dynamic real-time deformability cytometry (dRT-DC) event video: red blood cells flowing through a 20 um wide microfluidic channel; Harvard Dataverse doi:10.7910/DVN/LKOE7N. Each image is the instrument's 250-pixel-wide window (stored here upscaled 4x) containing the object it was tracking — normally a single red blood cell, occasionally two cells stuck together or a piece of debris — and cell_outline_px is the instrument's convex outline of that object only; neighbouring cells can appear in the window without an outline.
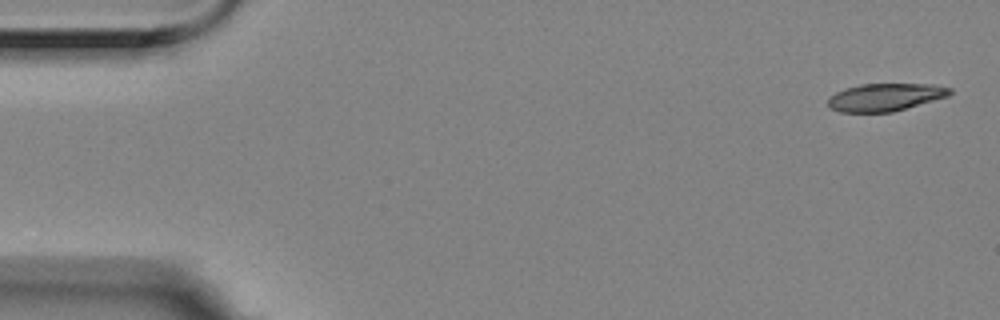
{"species": "Egyptian fruit bat (a non-hibernating species)", "species_latin": "Rousettus aegyptiacus", "temperature_condition": "room temperature", "stored_images_in_passage": 5, "camera_frame_rate_fps": 3000, "um_per_image_px": 0.085, "animal": {"sex": "female"}, "frame": {"image": 1, "passage_image": 1, "time_ms": 0.0, "image_size_px": [1000, 320], "cell_outline_px": [[952, 92], [948, 96], [892, 112], [840, 112], [832, 108], [828, 104], [828, 96], [836, 92], [860, 84], [932, 84], [952, 88]], "centroid_in_image_um": [75.25, 8.25], "position_along_channel_um": 9.8, "area_um2": 19.48}}
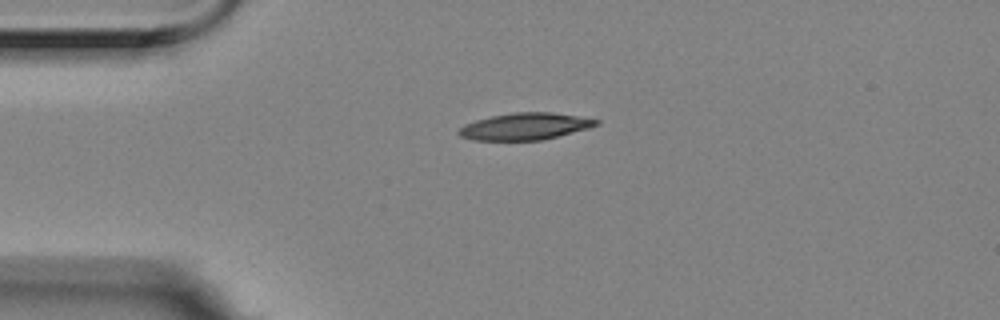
{"frame": {"image": 2, "passage_image": 4, "time_ms": 1.0, "image_size_px": [1000, 320], "cell_outline_px": [[600, 124], [588, 128], [540, 140], [472, 140], [460, 136], [456, 132], [464, 124], [476, 120], [492, 116], [512, 112], [552, 112], [600, 120]], "centroid_in_image_um": [44.59, 10.74], "position_along_channel_um": 40.4, "area_um2": 21.33}}